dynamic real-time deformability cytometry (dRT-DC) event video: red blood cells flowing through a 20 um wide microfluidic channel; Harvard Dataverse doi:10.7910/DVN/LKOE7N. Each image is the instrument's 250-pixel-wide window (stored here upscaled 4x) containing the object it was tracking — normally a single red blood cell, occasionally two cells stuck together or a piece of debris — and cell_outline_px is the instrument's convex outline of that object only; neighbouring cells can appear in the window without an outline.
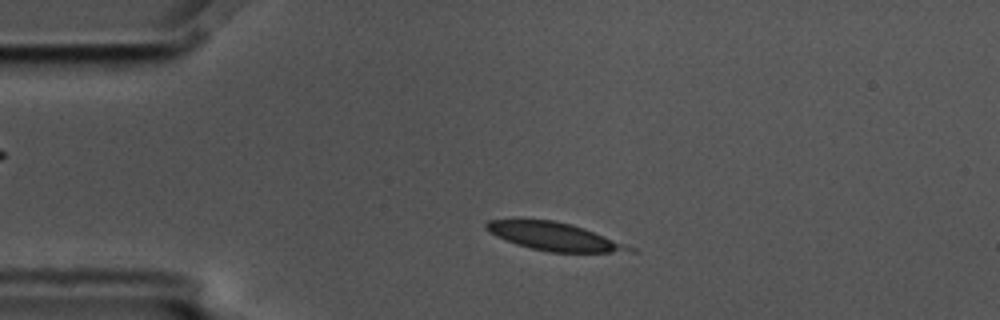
{"species": "common noctule bat (a hibernating species)", "species_latin": "Nyctalus noctula", "temperature_condition": "cold", "stored_images_in_passage": 2, "camera_frame_rate_fps": 3000, "um_per_image_px": 0.085, "animal": {"sex": "male", "body_mass_g": 17.5, "forearm_length_mm": 52.3}, "frame": {"image": 1, "passage_image": 1, "time_ms": 0.0, "image_size_px": [1000, 320], "cell_outline_px": [[636, 252], [548, 252], [516, 244], [496, 236], [488, 232], [484, 228], [484, 224], [488, 220], [552, 220], [584, 228], [636, 248]], "centroid_in_image_um": [47.1, 20.11], "position_along_channel_um": 37.9, "area_um2": 23.06}}